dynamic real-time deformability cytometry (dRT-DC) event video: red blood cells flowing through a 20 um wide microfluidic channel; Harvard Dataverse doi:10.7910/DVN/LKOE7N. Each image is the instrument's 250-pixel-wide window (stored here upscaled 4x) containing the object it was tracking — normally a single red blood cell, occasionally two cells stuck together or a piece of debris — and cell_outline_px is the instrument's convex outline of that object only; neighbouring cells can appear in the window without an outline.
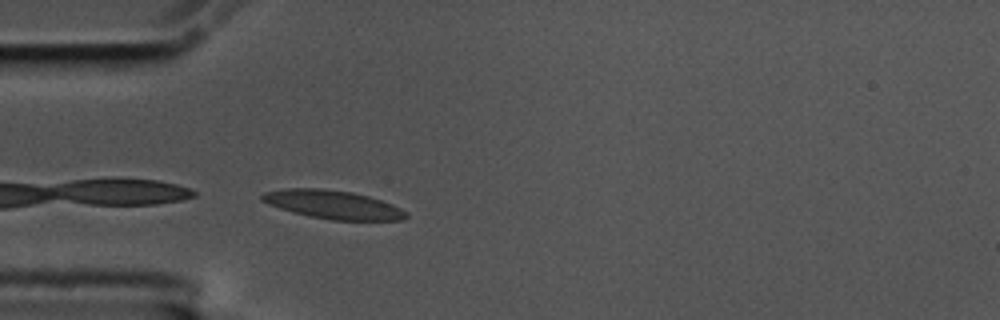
{"species": "common noctule bat (a hibernating species)", "species_latin": "Nyctalus noctula", "temperature_condition": "cold", "stored_images_in_passage": 24, "camera_frame_rate_fps": 3000, "um_per_image_px": 0.085, "animal": {"sex": "male", "body_mass_g": 17.5, "forearm_length_mm": 52.3}, "frame": {"image": 1, "passage_image": 1, "time_ms": 0.0, "image_size_px": [1000, 320], "cell_outline_px": [[408, 216], [404, 220], [332, 220], [292, 212], [268, 204], [260, 200], [260, 196], [264, 192], [284, 188], [320, 188], [352, 192], [368, 196], [392, 204], [408, 212]], "centroid_in_image_um": [28.3, 17.38], "position_along_channel_um": 56.7, "area_um2": 23.87}}
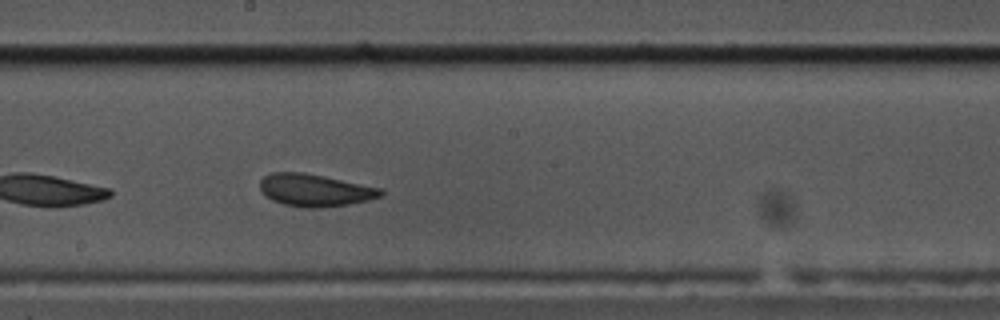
{"frame": {"image": 2, "passage_image": 16, "time_ms": 5.0, "image_size_px": [1000, 320], "cell_outline_px": [[384, 196], [368, 200], [348, 204], [316, 208], [300, 208], [284, 204], [272, 200], [260, 192], [260, 180], [264, 176], [272, 172], [304, 172], [384, 188]], "centroid_in_image_um": [26.78, 16.16], "position_along_channel_um": 221.4, "area_um2": 23.06}}
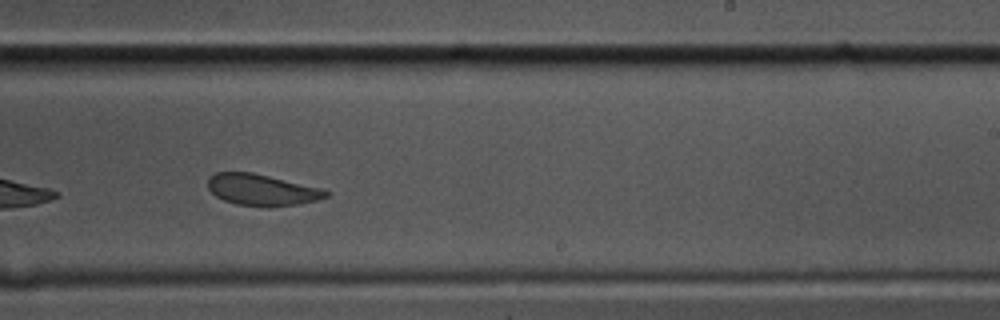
{"frame": {"image": 3, "passage_image": 20, "time_ms": 6.333, "image_size_px": [1000, 320], "cell_outline_px": [[332, 192], [328, 196], [316, 200], [300, 204], [268, 208], [236, 204], [224, 200], [216, 196], [208, 188], [208, 176], [216, 172], [252, 172], [320, 188]], "centroid_in_image_um": [22.25, 16.15], "position_along_channel_um": 266.8, "area_um2": 21.73}}